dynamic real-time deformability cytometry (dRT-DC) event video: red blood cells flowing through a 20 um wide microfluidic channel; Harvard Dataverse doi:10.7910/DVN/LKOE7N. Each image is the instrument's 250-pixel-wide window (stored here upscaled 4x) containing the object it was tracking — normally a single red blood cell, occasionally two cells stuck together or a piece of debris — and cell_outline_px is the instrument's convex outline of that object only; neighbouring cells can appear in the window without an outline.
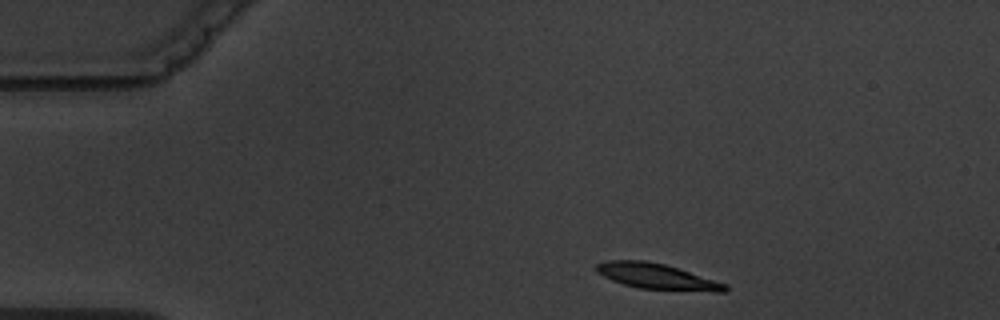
{"species": "common noctule bat (a hibernating species)", "species_latin": "Nyctalus noctula", "temperature_condition": "warm", "stored_images_in_passage": 4, "camera_frame_rate_fps": 3000, "um_per_image_px": 0.085, "animal": {"sex": "male", "body_mass_g": 19.5, "forearm_length_mm": 54.6}, "frame": {"image": 1, "passage_image": 1, "time_ms": 0.0, "image_size_px": [1000, 320], "cell_outline_px": [[728, 292], [716, 292], [640, 288], [624, 284], [612, 280], [596, 272], [596, 264], [608, 260], [644, 260], [664, 264], [728, 284]], "centroid_in_image_um": [55.86, 23.5], "position_along_channel_um": 29.1, "area_um2": 19.07}}
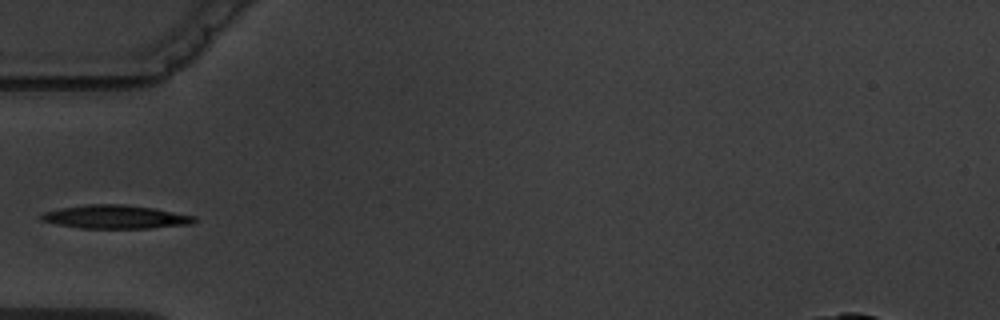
{"frame": {"image": 2, "passage_image": 3, "time_ms": 3.0, "image_size_px": [1000, 320], "cell_outline_px": [[196, 220], [192, 224], [152, 228], [80, 228], [40, 220], [40, 216], [44, 212], [60, 208], [88, 204], [120, 204], [156, 208], [196, 216]], "centroid_in_image_um": [9.86, 18.43], "position_along_channel_um": 75.1, "area_um2": 20.92}}
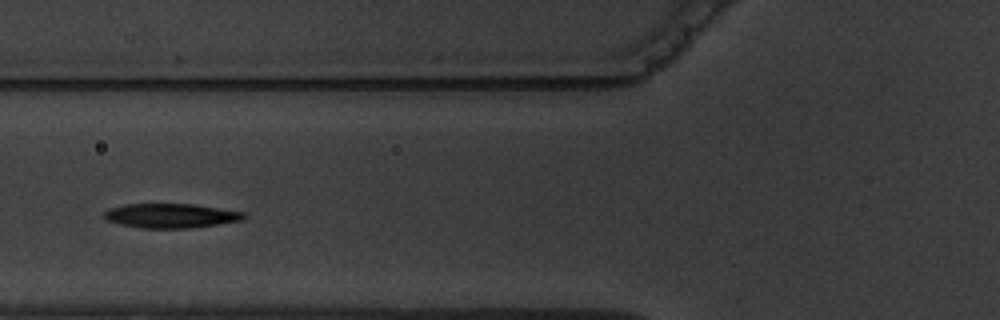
{"frame": {"image": 3, "passage_image": 4, "time_ms": 4.0, "image_size_px": [1000, 320], "cell_outline_px": [[248, 216], [244, 220], [192, 228], [140, 228], [120, 224], [104, 220], [100, 216], [108, 208], [124, 204], [192, 204], [244, 212]], "centroid_in_image_um": [14.47, 18.34], "position_along_channel_um": 111.3, "area_um2": 20.11}}